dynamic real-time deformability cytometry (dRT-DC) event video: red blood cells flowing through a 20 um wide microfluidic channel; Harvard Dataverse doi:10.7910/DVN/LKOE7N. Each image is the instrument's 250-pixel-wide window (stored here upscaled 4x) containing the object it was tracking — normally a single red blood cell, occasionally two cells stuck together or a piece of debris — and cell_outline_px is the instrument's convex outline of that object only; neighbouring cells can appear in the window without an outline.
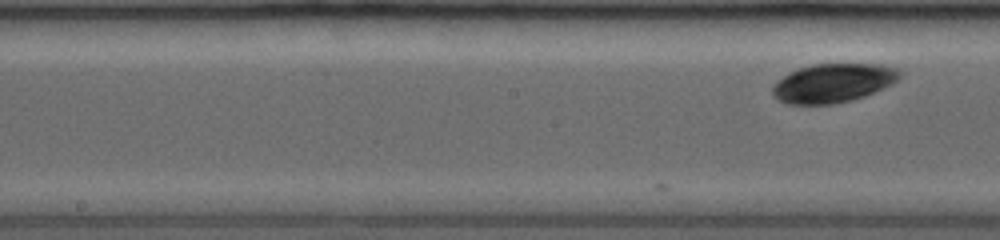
{"species": "common noctule bat (a hibernating species)", "species_latin": "Nyctalus noctula", "temperature_condition": "room temperature", "stored_images_in_passage": 10, "camera_frame_rate_fps": 3500, "um_per_image_px": 0.085, "animal": {"sex": "female", "body_mass_g": 19.0, "forearm_length_mm": 53.3}, "frame": {"image": 1, "passage_image": 10, "time_ms": 2.571, "image_size_px": [1000, 240], "cell_outline_px": [[900, 76], [892, 84], [864, 96], [852, 100], [832, 104], [788, 104], [776, 100], [772, 96], [772, 84], [776, 80], [800, 68], [812, 64], [880, 64], [896, 68], [900, 72]], "centroid_in_image_um": [70.76, 7.06], "position_along_channel_um": 177.4, "area_um2": 28.78}}